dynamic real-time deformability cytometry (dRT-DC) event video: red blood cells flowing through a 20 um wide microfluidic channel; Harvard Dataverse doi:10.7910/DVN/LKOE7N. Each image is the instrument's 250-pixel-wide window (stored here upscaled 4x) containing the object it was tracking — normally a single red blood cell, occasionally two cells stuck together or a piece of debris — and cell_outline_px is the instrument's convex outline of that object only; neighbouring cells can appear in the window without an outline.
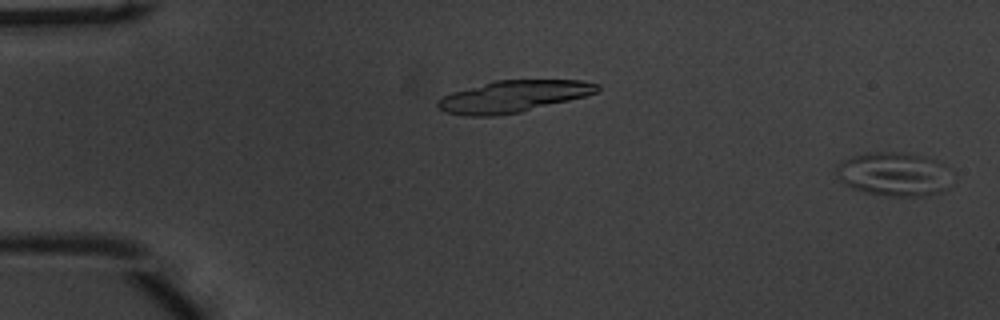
{"species": "common noctule bat (a hibernating species)", "species_latin": "Nyctalus noctula", "temperature_condition": "warm", "stored_images_in_passage": 40, "segment_of_instrument_passage": [1, 2], "camera_frame_rate_fps": 3000, "um_per_image_px": 0.085, "animal": {"sex": "male", "body_mass_g": 20.1, "forearm_length_mm": 53.5}, "frame": {"image": 1, "passage_image": 1, "time_ms": 0.0, "image_size_px": [1000, 320], "cell_outline_px": [[944, 188], [940, 192], [924, 196], [888, 196], [864, 192], [852, 188], [844, 184], [840, 180], [836, 172], [836, 168], [844, 160], [852, 156], [864, 152], [908, 152], [924, 156], [936, 160], [940, 164]], "centroid_in_image_um": [75.82, 14.79], "position_along_channel_um": 9.2, "area_um2": 28.55}}
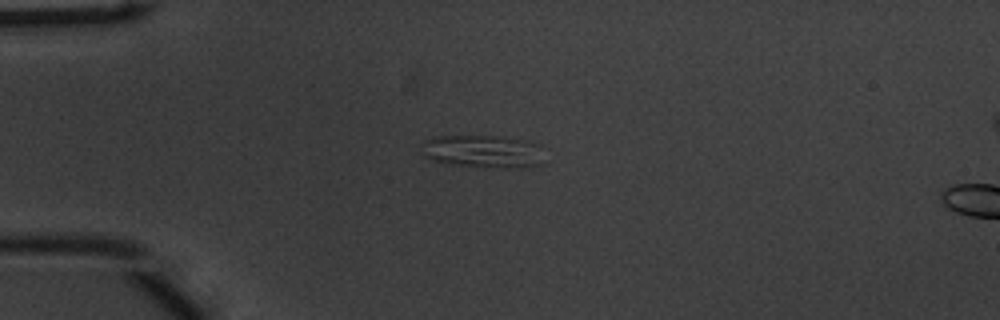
{"frame": {"image": 2, "passage_image": 14, "time_ms": 4.333, "image_size_px": [1000, 320], "cell_outline_px": [[548, 164], [528, 168], [504, 168], [444, 164], [432, 160], [424, 156], [424, 140], [436, 136], [504, 136], [528, 140], [540, 144]], "centroid_in_image_um": [41.22, 12.89], "position_along_channel_um": 43.8, "area_um2": 24.33}}